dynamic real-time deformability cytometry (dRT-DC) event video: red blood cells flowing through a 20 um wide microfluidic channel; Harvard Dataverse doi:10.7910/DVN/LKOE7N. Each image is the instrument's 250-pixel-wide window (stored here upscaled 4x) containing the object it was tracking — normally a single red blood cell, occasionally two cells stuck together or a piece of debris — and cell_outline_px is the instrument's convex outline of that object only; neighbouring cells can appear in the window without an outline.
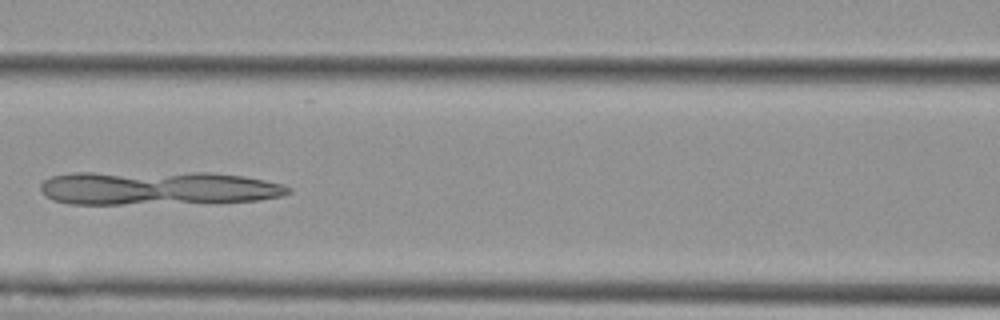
{"species": "Egyptian fruit bat (a non-hibernating species)", "species_latin": "Rousettus aegyptiacus", "temperature_condition": "cold", "stored_images_in_passage": 37, "camera_frame_rate_fps": 3000, "um_per_image_px": 0.085, "animal": {"sex": "female"}, "frame": {"image": 1, "passage_image": 8, "time_ms": 2.333, "image_size_px": [1000, 320], "cell_outline_px": [[292, 192], [284, 196], [260, 200], [216, 204], [68, 204], [52, 200], [44, 196], [40, 192], [40, 184], [44, 180], [52, 176], [76, 172], [212, 172], [244, 176], [284, 184], [292, 188]], "centroid_in_image_um": [13.47, 16.0], "position_along_channel_um": 153.1, "area_um2": 50.58}}
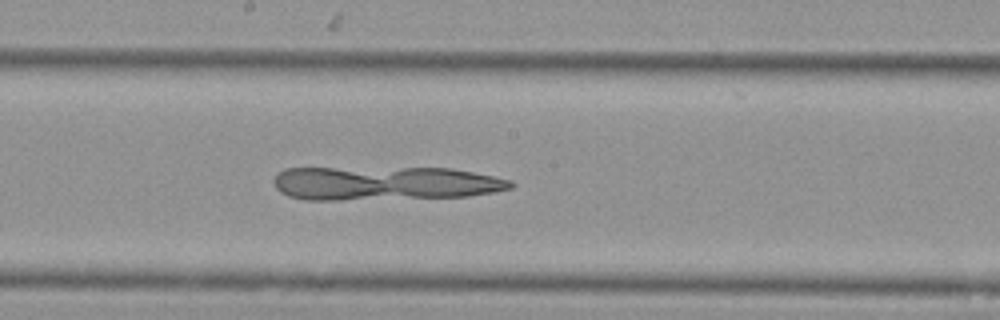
{"frame": {"image": 2, "passage_image": 13, "time_ms": 4.0, "image_size_px": [1000, 320], "cell_outline_px": [[516, 184], [512, 188], [492, 192], [468, 196], [340, 200], [304, 200], [288, 196], [280, 192], [276, 188], [272, 180], [276, 172], [284, 168], [452, 168], [512, 180]], "centroid_in_image_um": [32.65, 15.58], "position_along_channel_um": 215.6, "area_um2": 46.99}}
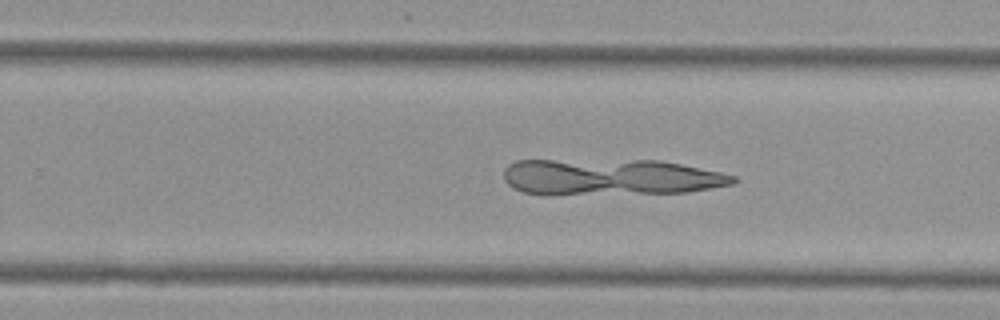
{"frame": {"image": 3, "passage_image": 18, "time_ms": 5.667, "image_size_px": [1000, 320], "cell_outline_px": [[740, 180], [736, 184], [688, 192], [552, 196], [544, 196], [524, 192], [512, 188], [504, 180], [504, 168], [508, 164], [516, 160], [660, 160], [720, 172], [736, 176]], "centroid_in_image_um": [51.86, 15.07], "position_along_channel_um": 277.9, "area_um2": 49.71}}